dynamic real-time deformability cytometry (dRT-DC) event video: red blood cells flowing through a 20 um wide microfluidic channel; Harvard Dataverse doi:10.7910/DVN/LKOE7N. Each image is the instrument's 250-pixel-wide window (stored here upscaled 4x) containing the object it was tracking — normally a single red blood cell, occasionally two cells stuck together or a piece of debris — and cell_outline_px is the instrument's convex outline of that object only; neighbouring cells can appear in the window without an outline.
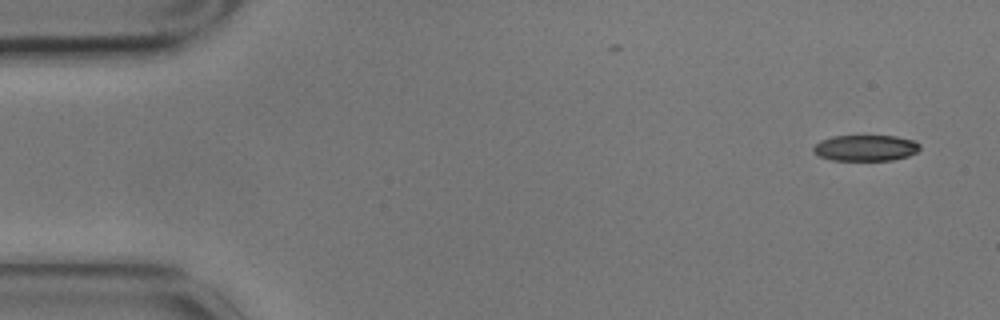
{"species": "common noctule bat (a hibernating species)", "species_latin": "Nyctalus noctula", "temperature_condition": "cold", "stored_images_in_passage": 2, "camera_frame_rate_fps": 3000, "um_per_image_px": 0.085, "animal": {"sex": "male", "body_mass_g": 17.9}, "frame": {"image": 1, "passage_image": 2, "time_ms": 0.333, "image_size_px": [1000, 320], "cell_outline_px": [[920, 148], [916, 152], [908, 156], [892, 160], [832, 160], [816, 156], [812, 152], [812, 148], [820, 140], [832, 136], [896, 136], [912, 140], [920, 144]], "centroid_in_image_um": [73.52, 12.58], "position_along_channel_um": 11.5, "area_um2": 16.24}}